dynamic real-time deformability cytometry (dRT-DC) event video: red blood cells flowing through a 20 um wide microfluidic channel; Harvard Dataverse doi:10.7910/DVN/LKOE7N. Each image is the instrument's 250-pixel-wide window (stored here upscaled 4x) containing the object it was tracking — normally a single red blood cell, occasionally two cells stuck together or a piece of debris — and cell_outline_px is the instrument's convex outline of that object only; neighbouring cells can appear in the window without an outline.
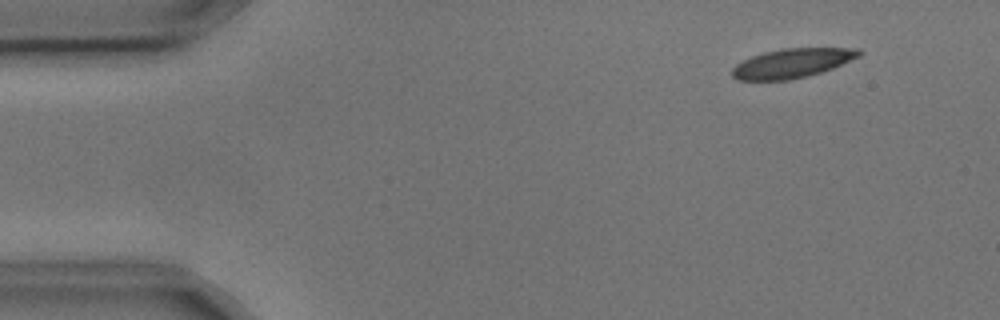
{"species": "common noctule bat (a hibernating species)", "species_latin": "Nyctalus noctula", "temperature_condition": "cold", "stored_images_in_passage": 5, "camera_frame_rate_fps": 3000, "um_per_image_px": 0.085, "animal": {"sex": "male", "body_mass_g": 17.9, "forearm_length_mm": 54.2}, "frame": {"image": 1, "passage_image": 1, "time_ms": 0.0, "image_size_px": [1000, 320], "cell_outline_px": [[864, 52], [860, 56], [832, 68], [808, 76], [788, 80], [736, 80], [732, 76], [732, 68], [736, 64], [752, 56], [764, 52], [780, 48], [860, 48]], "centroid_in_image_um": [67.34, 5.36], "position_along_channel_um": 17.7, "area_um2": 21.68}}